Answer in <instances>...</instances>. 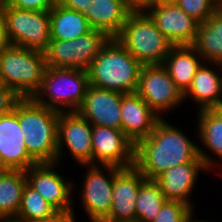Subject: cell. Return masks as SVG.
Listing matches in <instances>:
<instances>
[{"label":"cell","mask_w":222,"mask_h":222,"mask_svg":"<svg viewBox=\"0 0 222 222\" xmlns=\"http://www.w3.org/2000/svg\"><path fill=\"white\" fill-rule=\"evenodd\" d=\"M195 158H201L208 171L216 166V161L204 150L162 117L150 135L135 144L134 166L147 180H155L173 166L191 162Z\"/></svg>","instance_id":"1"},{"label":"cell","mask_w":222,"mask_h":222,"mask_svg":"<svg viewBox=\"0 0 222 222\" xmlns=\"http://www.w3.org/2000/svg\"><path fill=\"white\" fill-rule=\"evenodd\" d=\"M59 114L33 98H21L16 103L26 149L38 163H57Z\"/></svg>","instance_id":"2"},{"label":"cell","mask_w":222,"mask_h":222,"mask_svg":"<svg viewBox=\"0 0 222 222\" xmlns=\"http://www.w3.org/2000/svg\"><path fill=\"white\" fill-rule=\"evenodd\" d=\"M142 66L116 38H110L86 71L90 85L125 94L136 92Z\"/></svg>","instance_id":"3"},{"label":"cell","mask_w":222,"mask_h":222,"mask_svg":"<svg viewBox=\"0 0 222 222\" xmlns=\"http://www.w3.org/2000/svg\"><path fill=\"white\" fill-rule=\"evenodd\" d=\"M47 68L42 51L8 44L0 50V84L20 98H33Z\"/></svg>","instance_id":"4"},{"label":"cell","mask_w":222,"mask_h":222,"mask_svg":"<svg viewBox=\"0 0 222 222\" xmlns=\"http://www.w3.org/2000/svg\"><path fill=\"white\" fill-rule=\"evenodd\" d=\"M116 39L142 65H160L173 44L146 12H131Z\"/></svg>","instance_id":"5"},{"label":"cell","mask_w":222,"mask_h":222,"mask_svg":"<svg viewBox=\"0 0 222 222\" xmlns=\"http://www.w3.org/2000/svg\"><path fill=\"white\" fill-rule=\"evenodd\" d=\"M89 85L86 70L47 67L41 88L33 99L38 104L59 112L77 111L83 103Z\"/></svg>","instance_id":"6"},{"label":"cell","mask_w":222,"mask_h":222,"mask_svg":"<svg viewBox=\"0 0 222 222\" xmlns=\"http://www.w3.org/2000/svg\"><path fill=\"white\" fill-rule=\"evenodd\" d=\"M110 37L91 30L74 40L51 39L44 51L47 67L86 70Z\"/></svg>","instance_id":"7"},{"label":"cell","mask_w":222,"mask_h":222,"mask_svg":"<svg viewBox=\"0 0 222 222\" xmlns=\"http://www.w3.org/2000/svg\"><path fill=\"white\" fill-rule=\"evenodd\" d=\"M9 44L44 52L51 40L49 11L18 9L5 4Z\"/></svg>","instance_id":"8"},{"label":"cell","mask_w":222,"mask_h":222,"mask_svg":"<svg viewBox=\"0 0 222 222\" xmlns=\"http://www.w3.org/2000/svg\"><path fill=\"white\" fill-rule=\"evenodd\" d=\"M136 93L160 117L164 111L174 110L184 102V95L162 64L142 66Z\"/></svg>","instance_id":"9"},{"label":"cell","mask_w":222,"mask_h":222,"mask_svg":"<svg viewBox=\"0 0 222 222\" xmlns=\"http://www.w3.org/2000/svg\"><path fill=\"white\" fill-rule=\"evenodd\" d=\"M134 150L135 144L122 130L92 125V164L133 167Z\"/></svg>","instance_id":"10"},{"label":"cell","mask_w":222,"mask_h":222,"mask_svg":"<svg viewBox=\"0 0 222 222\" xmlns=\"http://www.w3.org/2000/svg\"><path fill=\"white\" fill-rule=\"evenodd\" d=\"M99 164H84L87 174L81 193L82 205L90 220H103L109 213L112 204L114 176L121 168ZM90 167V168H89ZM102 167L108 171V178L102 172Z\"/></svg>","instance_id":"11"},{"label":"cell","mask_w":222,"mask_h":222,"mask_svg":"<svg viewBox=\"0 0 222 222\" xmlns=\"http://www.w3.org/2000/svg\"><path fill=\"white\" fill-rule=\"evenodd\" d=\"M57 143V163L66 145L79 164H92V124L77 111L60 112Z\"/></svg>","instance_id":"12"},{"label":"cell","mask_w":222,"mask_h":222,"mask_svg":"<svg viewBox=\"0 0 222 222\" xmlns=\"http://www.w3.org/2000/svg\"><path fill=\"white\" fill-rule=\"evenodd\" d=\"M58 163H37L25 171L27 184L57 211H72V181H66L54 167Z\"/></svg>","instance_id":"13"},{"label":"cell","mask_w":222,"mask_h":222,"mask_svg":"<svg viewBox=\"0 0 222 222\" xmlns=\"http://www.w3.org/2000/svg\"><path fill=\"white\" fill-rule=\"evenodd\" d=\"M146 13L173 46L192 45L199 23L174 2H161Z\"/></svg>","instance_id":"14"},{"label":"cell","mask_w":222,"mask_h":222,"mask_svg":"<svg viewBox=\"0 0 222 222\" xmlns=\"http://www.w3.org/2000/svg\"><path fill=\"white\" fill-rule=\"evenodd\" d=\"M146 177L135 167L121 169L113 181L112 204L105 222H136L135 204Z\"/></svg>","instance_id":"15"},{"label":"cell","mask_w":222,"mask_h":222,"mask_svg":"<svg viewBox=\"0 0 222 222\" xmlns=\"http://www.w3.org/2000/svg\"><path fill=\"white\" fill-rule=\"evenodd\" d=\"M20 128L16 105L0 116V162L4 169L28 170L38 162L28 153Z\"/></svg>","instance_id":"16"},{"label":"cell","mask_w":222,"mask_h":222,"mask_svg":"<svg viewBox=\"0 0 222 222\" xmlns=\"http://www.w3.org/2000/svg\"><path fill=\"white\" fill-rule=\"evenodd\" d=\"M124 93L89 85L77 112L92 125L121 130V100Z\"/></svg>","instance_id":"17"},{"label":"cell","mask_w":222,"mask_h":222,"mask_svg":"<svg viewBox=\"0 0 222 222\" xmlns=\"http://www.w3.org/2000/svg\"><path fill=\"white\" fill-rule=\"evenodd\" d=\"M160 118L136 92L122 95L121 130L134 144L148 137Z\"/></svg>","instance_id":"18"},{"label":"cell","mask_w":222,"mask_h":222,"mask_svg":"<svg viewBox=\"0 0 222 222\" xmlns=\"http://www.w3.org/2000/svg\"><path fill=\"white\" fill-rule=\"evenodd\" d=\"M207 170L201 158L191 162L173 166L158 176L154 181L160 186L166 200L180 201L190 207L189 195L197 183L198 173Z\"/></svg>","instance_id":"19"},{"label":"cell","mask_w":222,"mask_h":222,"mask_svg":"<svg viewBox=\"0 0 222 222\" xmlns=\"http://www.w3.org/2000/svg\"><path fill=\"white\" fill-rule=\"evenodd\" d=\"M130 13L127 0H93L81 11L93 30L103 31L110 38L119 35Z\"/></svg>","instance_id":"20"},{"label":"cell","mask_w":222,"mask_h":222,"mask_svg":"<svg viewBox=\"0 0 222 222\" xmlns=\"http://www.w3.org/2000/svg\"><path fill=\"white\" fill-rule=\"evenodd\" d=\"M201 56L191 45L173 46L163 61L177 88L184 95L190 88L195 73L200 68Z\"/></svg>","instance_id":"21"},{"label":"cell","mask_w":222,"mask_h":222,"mask_svg":"<svg viewBox=\"0 0 222 222\" xmlns=\"http://www.w3.org/2000/svg\"><path fill=\"white\" fill-rule=\"evenodd\" d=\"M191 46L204 60L222 68V5L199 24Z\"/></svg>","instance_id":"22"},{"label":"cell","mask_w":222,"mask_h":222,"mask_svg":"<svg viewBox=\"0 0 222 222\" xmlns=\"http://www.w3.org/2000/svg\"><path fill=\"white\" fill-rule=\"evenodd\" d=\"M202 64L193 77L192 84L184 94L194 99L199 110L222 108V77L215 69ZM211 68V69H210Z\"/></svg>","instance_id":"23"},{"label":"cell","mask_w":222,"mask_h":222,"mask_svg":"<svg viewBox=\"0 0 222 222\" xmlns=\"http://www.w3.org/2000/svg\"><path fill=\"white\" fill-rule=\"evenodd\" d=\"M51 39L74 40L92 30L81 12L65 8L59 2L49 11Z\"/></svg>","instance_id":"24"},{"label":"cell","mask_w":222,"mask_h":222,"mask_svg":"<svg viewBox=\"0 0 222 222\" xmlns=\"http://www.w3.org/2000/svg\"><path fill=\"white\" fill-rule=\"evenodd\" d=\"M27 183L25 171L5 169L0 172V221L12 222L21 207L22 192Z\"/></svg>","instance_id":"25"},{"label":"cell","mask_w":222,"mask_h":222,"mask_svg":"<svg viewBox=\"0 0 222 222\" xmlns=\"http://www.w3.org/2000/svg\"><path fill=\"white\" fill-rule=\"evenodd\" d=\"M200 142L222 160V108L198 111Z\"/></svg>","instance_id":"26"},{"label":"cell","mask_w":222,"mask_h":222,"mask_svg":"<svg viewBox=\"0 0 222 222\" xmlns=\"http://www.w3.org/2000/svg\"><path fill=\"white\" fill-rule=\"evenodd\" d=\"M166 199L154 180H146L139 189L135 211L137 222H152Z\"/></svg>","instance_id":"27"},{"label":"cell","mask_w":222,"mask_h":222,"mask_svg":"<svg viewBox=\"0 0 222 222\" xmlns=\"http://www.w3.org/2000/svg\"><path fill=\"white\" fill-rule=\"evenodd\" d=\"M57 210L27 183L22 192V202L12 222H35L51 217Z\"/></svg>","instance_id":"28"},{"label":"cell","mask_w":222,"mask_h":222,"mask_svg":"<svg viewBox=\"0 0 222 222\" xmlns=\"http://www.w3.org/2000/svg\"><path fill=\"white\" fill-rule=\"evenodd\" d=\"M175 3L199 24L222 5L218 0H175Z\"/></svg>","instance_id":"29"},{"label":"cell","mask_w":222,"mask_h":222,"mask_svg":"<svg viewBox=\"0 0 222 222\" xmlns=\"http://www.w3.org/2000/svg\"><path fill=\"white\" fill-rule=\"evenodd\" d=\"M192 209L183 202L166 200L152 222H188Z\"/></svg>","instance_id":"30"},{"label":"cell","mask_w":222,"mask_h":222,"mask_svg":"<svg viewBox=\"0 0 222 222\" xmlns=\"http://www.w3.org/2000/svg\"><path fill=\"white\" fill-rule=\"evenodd\" d=\"M8 5L18 9L32 11H50L57 0H3Z\"/></svg>","instance_id":"31"},{"label":"cell","mask_w":222,"mask_h":222,"mask_svg":"<svg viewBox=\"0 0 222 222\" xmlns=\"http://www.w3.org/2000/svg\"><path fill=\"white\" fill-rule=\"evenodd\" d=\"M20 99L11 88L0 84V116L10 113Z\"/></svg>","instance_id":"32"},{"label":"cell","mask_w":222,"mask_h":222,"mask_svg":"<svg viewBox=\"0 0 222 222\" xmlns=\"http://www.w3.org/2000/svg\"><path fill=\"white\" fill-rule=\"evenodd\" d=\"M160 3L161 0H127L131 12H146L150 7Z\"/></svg>","instance_id":"33"},{"label":"cell","mask_w":222,"mask_h":222,"mask_svg":"<svg viewBox=\"0 0 222 222\" xmlns=\"http://www.w3.org/2000/svg\"><path fill=\"white\" fill-rule=\"evenodd\" d=\"M74 211H57L51 217L44 218L35 222H76Z\"/></svg>","instance_id":"34"},{"label":"cell","mask_w":222,"mask_h":222,"mask_svg":"<svg viewBox=\"0 0 222 222\" xmlns=\"http://www.w3.org/2000/svg\"><path fill=\"white\" fill-rule=\"evenodd\" d=\"M6 14L5 3L0 1V50L9 44V40L6 34Z\"/></svg>","instance_id":"35"},{"label":"cell","mask_w":222,"mask_h":222,"mask_svg":"<svg viewBox=\"0 0 222 222\" xmlns=\"http://www.w3.org/2000/svg\"><path fill=\"white\" fill-rule=\"evenodd\" d=\"M93 0H57L61 5L67 9L81 12L87 6H90Z\"/></svg>","instance_id":"36"},{"label":"cell","mask_w":222,"mask_h":222,"mask_svg":"<svg viewBox=\"0 0 222 222\" xmlns=\"http://www.w3.org/2000/svg\"><path fill=\"white\" fill-rule=\"evenodd\" d=\"M192 217H193V213H192L191 216L189 217L188 222H208V221H205V220H204V221H201V220H200V221H198V220L196 221V220H193ZM209 222H210V221H209Z\"/></svg>","instance_id":"37"},{"label":"cell","mask_w":222,"mask_h":222,"mask_svg":"<svg viewBox=\"0 0 222 222\" xmlns=\"http://www.w3.org/2000/svg\"><path fill=\"white\" fill-rule=\"evenodd\" d=\"M4 167L2 166L1 162H0V172L4 171Z\"/></svg>","instance_id":"38"},{"label":"cell","mask_w":222,"mask_h":222,"mask_svg":"<svg viewBox=\"0 0 222 222\" xmlns=\"http://www.w3.org/2000/svg\"><path fill=\"white\" fill-rule=\"evenodd\" d=\"M175 0H161V2H174Z\"/></svg>","instance_id":"39"},{"label":"cell","mask_w":222,"mask_h":222,"mask_svg":"<svg viewBox=\"0 0 222 222\" xmlns=\"http://www.w3.org/2000/svg\"><path fill=\"white\" fill-rule=\"evenodd\" d=\"M91 222H105L104 220H91Z\"/></svg>","instance_id":"40"}]
</instances>
